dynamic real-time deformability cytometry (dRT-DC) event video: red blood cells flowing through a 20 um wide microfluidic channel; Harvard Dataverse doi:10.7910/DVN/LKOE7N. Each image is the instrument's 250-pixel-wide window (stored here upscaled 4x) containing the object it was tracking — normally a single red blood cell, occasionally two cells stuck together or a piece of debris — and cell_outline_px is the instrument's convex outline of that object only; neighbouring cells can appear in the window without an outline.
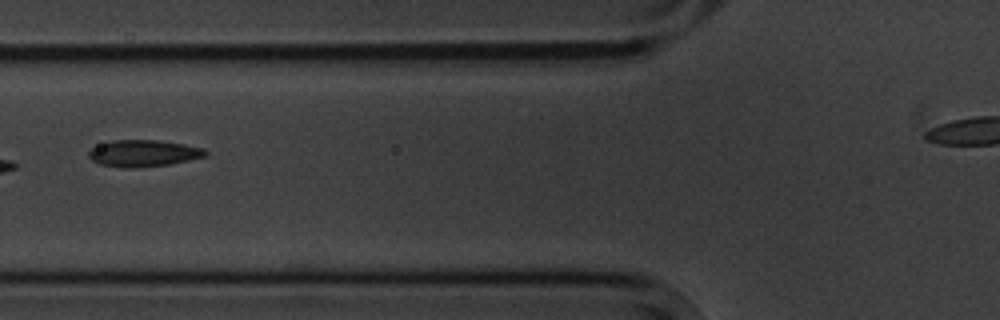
{"species": "common noctule bat (a hibernating species)", "species_latin": "Nyctalus noctula", "temperature_condition": "cold", "stored_images_in_passage": 10, "segment_of_instrument_passage": [1, 2], "camera_frame_rate_fps": 3000, "um_per_image_px": 0.085, "animal": {"sex": "male", "body_mass_g": 20.1, "forearm_length_mm": 53.5}, "frame": {"image": 1, "passage_image": 6, "time_ms": 6.0, "image_size_px": [1000, 320], "cell_outline_px": [[208, 156], [168, 164], [136, 168], [124, 168], [100, 164], [92, 160], [88, 156], [88, 152], [92, 148], [100, 144], [112, 140], [156, 140], [184, 144], [204, 148], [208, 152]], "centroid_in_image_um": [12.2, 13.03], "position_along_channel_um": 113.6, "area_um2": 18.15}}
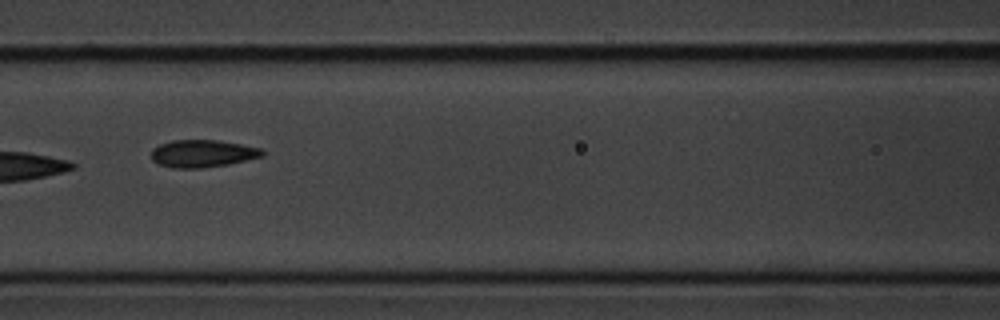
{"frame": {"image": 2, "passage_image": 7, "time_ms": 7.0, "image_size_px": [1000, 320], "cell_outline_px": [[264, 156], [228, 164], [200, 168], [172, 168], [160, 164], [152, 160], [152, 148], [160, 144], [172, 140], [216, 140], [240, 144], [260, 148], [264, 152]], "centroid_in_image_um": [17.2, 13.05], "position_along_channel_um": 149.4, "area_um2": 17.63}}
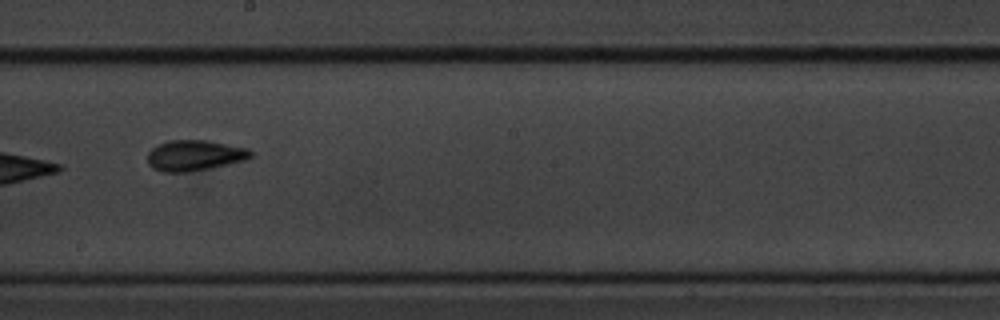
{"frame": {"image": 3, "passage_image": 9, "time_ms": 9.333, "image_size_px": [1000, 320], "cell_outline_px": [[256, 152], [252, 156], [244, 160], [228, 164], [208, 168], [184, 172], [164, 172], [152, 168], [148, 164], [148, 152], [156, 144], [168, 140], [208, 140], [248, 148]], "centroid_in_image_um": [16.54, 13.19], "position_along_channel_um": 231.7, "area_um2": 18.55}}